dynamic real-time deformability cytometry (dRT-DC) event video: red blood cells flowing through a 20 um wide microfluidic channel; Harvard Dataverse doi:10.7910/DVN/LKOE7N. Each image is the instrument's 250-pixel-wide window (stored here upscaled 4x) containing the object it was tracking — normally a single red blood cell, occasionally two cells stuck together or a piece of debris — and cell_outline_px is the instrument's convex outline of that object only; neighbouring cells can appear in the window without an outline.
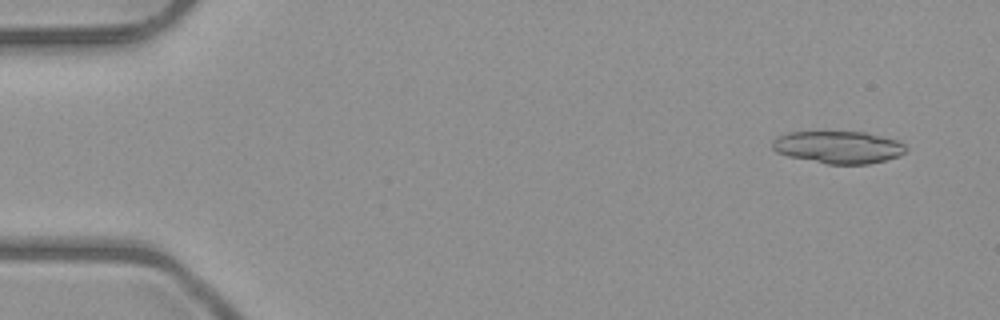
{"species": "common noctule bat (a hibernating species)", "species_latin": "Nyctalus noctula", "temperature_condition": "room temperature", "stored_images_in_passage": 4, "camera_frame_rate_fps": 3000, "um_per_image_px": 0.085, "animal": {"sex": "male", "body_mass_g": 23.1, "forearm_length_mm": 52.7}, "frame": {"image": 1, "passage_image": 2, "time_ms": 1.0, "image_size_px": [1000, 320], "cell_outline_px": [[908, 148], [900, 156], [868, 164], [828, 164], [788, 156], [776, 152], [772, 148], [772, 140], [776, 136], [788, 132], [864, 132], [900, 140]], "centroid_in_image_um": [71.26, 12.51], "position_along_channel_um": 13.7, "area_um2": 25.32}}